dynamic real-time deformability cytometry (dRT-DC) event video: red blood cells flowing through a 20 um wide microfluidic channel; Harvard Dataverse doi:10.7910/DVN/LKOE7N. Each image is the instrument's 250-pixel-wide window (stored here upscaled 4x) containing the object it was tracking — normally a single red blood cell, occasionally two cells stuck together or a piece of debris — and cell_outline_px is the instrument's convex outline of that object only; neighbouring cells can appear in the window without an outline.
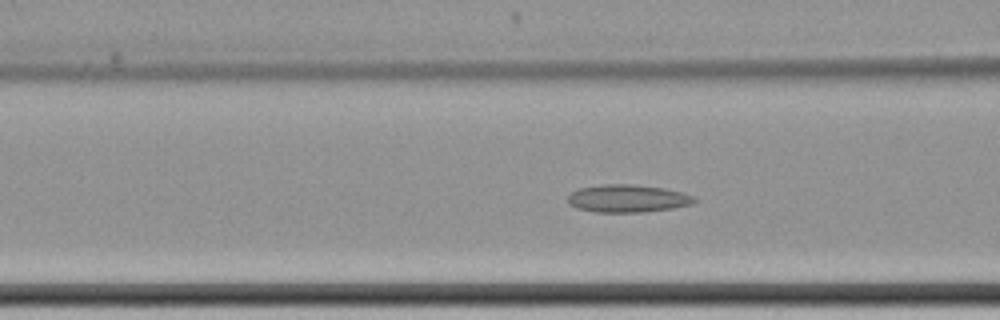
{"species": "common noctule bat (a hibernating species)", "species_latin": "Nyctalus noctula", "temperature_condition": "cold", "stored_images_in_passage": 60, "camera_frame_rate_fps": 3000, "um_per_image_px": 0.085, "animal": {"sex": "female", "body_mass_g": 22.7, "forearm_length_mm": 54.2}, "frame": {"image": 1, "passage_image": 31, "time_ms": 10.0, "image_size_px": [1000, 320], "cell_outline_px": [[696, 200], [692, 204], [672, 208], [644, 212], [596, 212], [576, 208], [568, 204], [568, 196], [572, 192], [580, 188], [604, 184], [632, 184], [664, 188], [696, 196]], "centroid_in_image_um": [53.34, 16.87], "position_along_channel_um": 113.3, "area_um2": 20.4}}
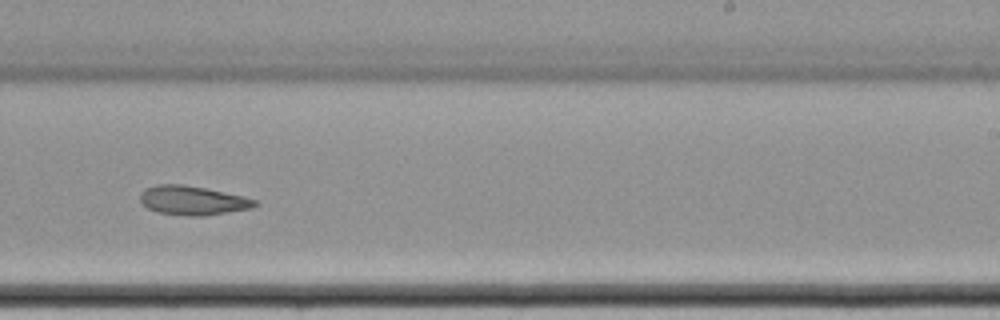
{"frame": {"image": 2, "passage_image": 45, "time_ms": 14.667, "image_size_px": [1000, 320], "cell_outline_px": [[260, 204], [252, 208], [204, 216], [188, 216], [160, 212], [148, 208], [140, 200], [140, 192], [144, 188], [156, 184], [184, 184], [208, 188], [244, 196], [256, 200]], "centroid_in_image_um": [16.4, 17.02], "position_along_channel_um": 272.6, "area_um2": 19.65}}
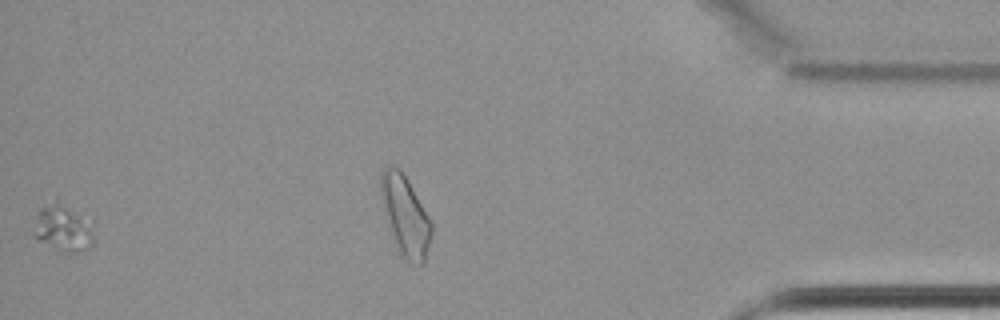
{"frame": {"image": 3, "passage_image": 59, "time_ms": 19.333, "image_size_px": [1000, 320], "cell_outline_px": [[92, 248], [80, 252], [68, 252], [40, 240], [32, 236], [32, 232], [36, 212], [40, 208], [56, 196], [92, 224]], "centroid_in_image_um": [5.32, 19.31], "position_along_channel_um": 429.9, "area_um2": 16.59}}